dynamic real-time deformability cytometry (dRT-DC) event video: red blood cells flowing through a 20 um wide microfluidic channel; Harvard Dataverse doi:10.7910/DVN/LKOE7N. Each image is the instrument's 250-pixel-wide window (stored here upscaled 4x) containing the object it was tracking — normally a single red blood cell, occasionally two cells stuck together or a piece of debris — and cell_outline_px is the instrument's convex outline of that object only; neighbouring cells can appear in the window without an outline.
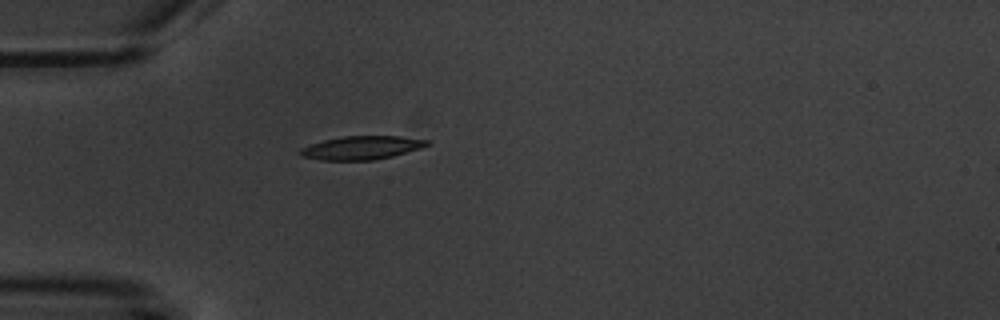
{"species": "common noctule bat (a hibernating species)", "species_latin": "Nyctalus noctula", "temperature_condition": "warm", "stored_images_in_passage": 2, "camera_frame_rate_fps": 3000, "um_per_image_px": 0.085, "animal": {"sex": "male", "body_mass_g": 20.1, "forearm_length_mm": 53.5}, "frame": {"image": 1, "passage_image": 1, "time_ms": 0.0, "image_size_px": [1000, 320], "cell_outline_px": [[428, 144], [420, 148], [392, 156], [372, 160], [320, 160], [300, 156], [296, 152], [300, 148], [324, 140], [344, 136], [400, 136], [428, 140]], "centroid_in_image_um": [30.67, 12.56], "position_along_channel_um": 54.3, "area_um2": 17.22}}